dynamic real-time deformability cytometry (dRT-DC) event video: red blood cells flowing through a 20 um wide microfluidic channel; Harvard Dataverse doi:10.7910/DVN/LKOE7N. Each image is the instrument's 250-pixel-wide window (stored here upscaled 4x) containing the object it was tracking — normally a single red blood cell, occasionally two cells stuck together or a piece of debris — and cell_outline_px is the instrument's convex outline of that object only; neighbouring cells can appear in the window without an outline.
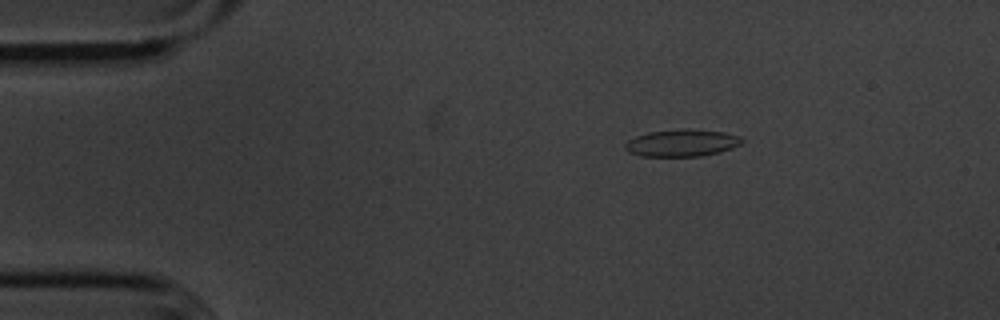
{"species": "common noctule bat (a hibernating species)", "species_latin": "Nyctalus noctula", "temperature_condition": "cold", "stored_images_in_passage": 49, "camera_frame_rate_fps": 3000, "um_per_image_px": 0.085, "animal": {"sex": "male", "body_mass_g": 20.1, "forearm_length_mm": 53.5}, "frame": {"image": 1, "passage_image": 3, "time_ms": 0.667, "image_size_px": [1000, 320], "cell_outline_px": [[744, 140], [740, 144], [732, 148], [720, 152], [700, 156], [640, 156], [628, 152], [624, 148], [624, 144], [628, 140], [636, 136], [648, 132], [684, 128], [688, 128], [724, 132], [740, 136]], "centroid_in_image_um": [57.95, 12.14], "position_along_channel_um": 27.1, "area_um2": 18.61}}
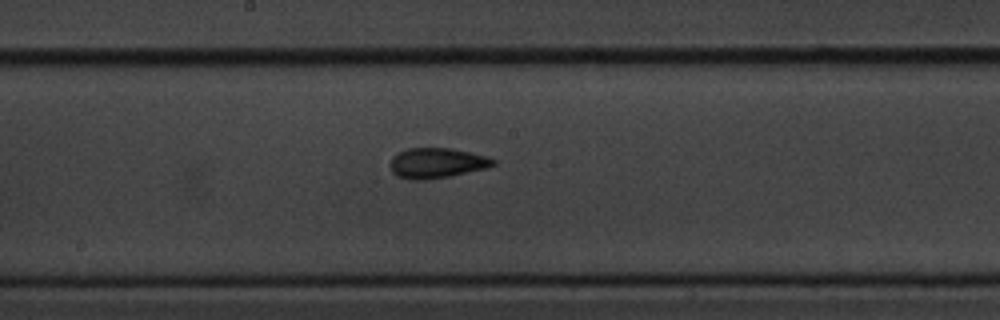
{"frame": {"image": 2, "passage_image": 23, "time_ms": 7.333, "image_size_px": [1000, 320], "cell_outline_px": [[496, 164], [488, 168], [448, 176], [424, 180], [408, 180], [396, 176], [392, 172], [388, 164], [392, 156], [396, 152], [408, 148], [452, 148], [484, 156], [496, 160]], "centroid_in_image_um": [37.05, 13.86], "position_along_channel_um": 211.1, "area_um2": 18.32}}
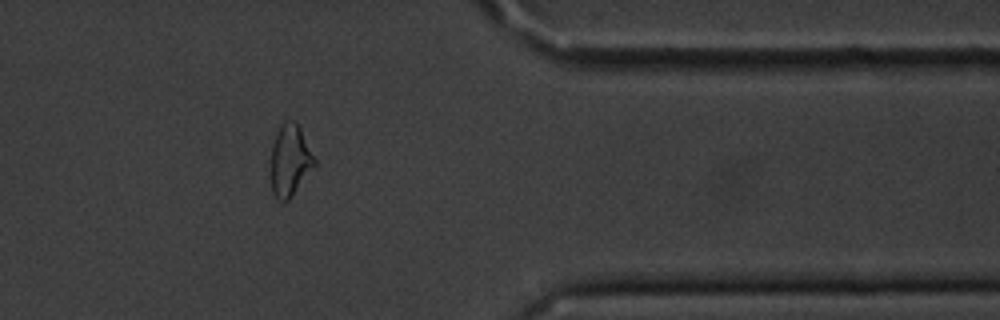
{"frame": {"image": 3, "passage_image": 39, "time_ms": 12.667, "image_size_px": [1000, 320], "cell_outline_px": [[316, 164], [288, 200], [280, 200], [272, 192], [272, 148], [276, 136], [280, 128], [288, 120], [296, 120], [316, 160]], "centroid_in_image_um": [24.67, 13.62], "position_along_channel_um": 386.7, "area_um2": 17.46}, "authors_computed_cell_mechanics": {"area_um2": 17.7446, "velocity_mm_per_s": 3.6054, "shape_relaxation_time_tau1_ms": 5.1216, "shape_relaxation_time_tau2_ms": 1.9536, "deformation_change_tau1": 0.154, "deformation_change_tau2": 0.0943}}